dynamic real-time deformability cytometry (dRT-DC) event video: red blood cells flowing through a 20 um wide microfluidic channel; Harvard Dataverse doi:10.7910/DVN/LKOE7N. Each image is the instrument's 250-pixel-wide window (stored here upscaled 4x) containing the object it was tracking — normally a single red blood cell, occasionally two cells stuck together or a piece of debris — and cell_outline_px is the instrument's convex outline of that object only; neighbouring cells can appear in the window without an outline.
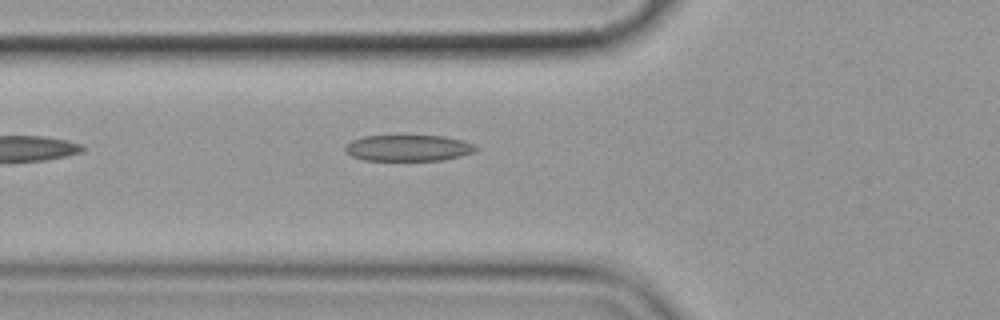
{"species": "common noctule bat (a hibernating species)", "species_latin": "Nyctalus noctula", "temperature_condition": "cold", "stored_images_in_passage": 5, "camera_frame_rate_fps": 3000, "um_per_image_px": 0.085, "animal": {"sex": "female", "body_mass_g": 19.9}, "frame": {"image": 1, "passage_image": 5, "time_ms": 4.667, "image_size_px": [1000, 320], "cell_outline_px": [[476, 152], [444, 160], [364, 160], [352, 156], [344, 148], [344, 144], [352, 140], [364, 136], [444, 136], [464, 140], [476, 144]], "centroid_in_image_um": [34.74, 12.57], "position_along_channel_um": 91.1, "area_um2": 20.0}}